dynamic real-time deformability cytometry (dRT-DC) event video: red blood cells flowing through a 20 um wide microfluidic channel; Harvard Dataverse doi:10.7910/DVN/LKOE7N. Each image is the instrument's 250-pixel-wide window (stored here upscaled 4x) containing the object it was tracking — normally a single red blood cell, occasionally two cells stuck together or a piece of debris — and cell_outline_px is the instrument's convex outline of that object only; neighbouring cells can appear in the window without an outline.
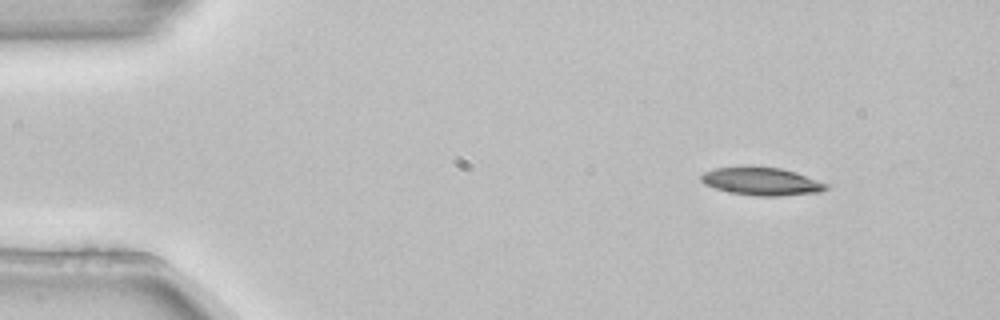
{"species": "common noctule bat (a hibernating species)", "species_latin": "Nyctalus noctula", "temperature_condition": "room temperature", "stored_images_in_passage": 3, "camera_frame_rate_fps": 3000, "um_per_image_px": 0.085, "animal": {"sex": "female", "body_mass_g": 22.7, "forearm_length_mm": 54.2}, "frame": {"image": 1, "passage_image": 1, "time_ms": 0.0, "image_size_px": [1000, 320], "cell_outline_px": [[828, 188], [820, 192], [780, 196], [756, 196], [728, 192], [704, 184], [700, 180], [700, 176], [704, 172], [716, 168], [748, 164], [780, 168], [796, 172], [828, 184]], "centroid_in_image_um": [64.7, 15.39], "position_along_channel_um": 20.3, "area_um2": 20.81}}
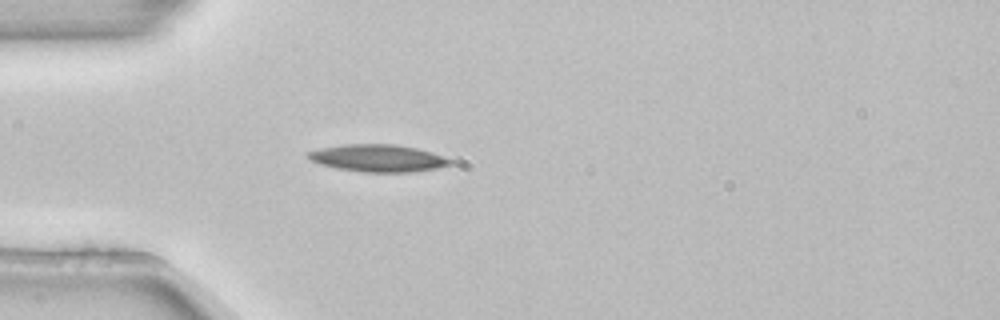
{"frame": {"image": 2, "passage_image": 3, "time_ms": 0.667, "image_size_px": [1000, 320], "cell_outline_px": [[452, 164], [436, 168], [408, 172], [364, 172], [336, 168], [320, 164], [312, 160], [308, 156], [308, 152], [320, 148], [344, 144], [396, 144], [416, 148], [452, 160]], "centroid_in_image_um": [32.1, 13.44], "position_along_channel_um": 52.9, "area_um2": 22.2}}